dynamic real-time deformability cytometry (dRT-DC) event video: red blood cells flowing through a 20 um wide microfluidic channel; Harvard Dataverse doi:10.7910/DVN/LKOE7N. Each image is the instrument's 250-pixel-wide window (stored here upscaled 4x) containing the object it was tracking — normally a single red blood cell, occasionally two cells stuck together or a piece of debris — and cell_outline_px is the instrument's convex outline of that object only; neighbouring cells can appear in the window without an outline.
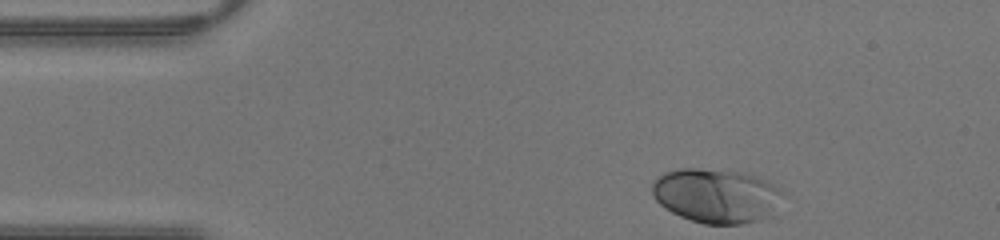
{"species": "human", "species_latin": "Homo sapiens", "temperature_condition": "warm", "stored_images_in_passage": 29, "camera_frame_rate_fps": 3000, "um_per_image_px": 0.085, "donor": {"sex": "male"}, "frame": {"image": 1, "passage_image": 1, "time_ms": 0.0, "image_size_px": [1000, 240], "cell_outline_px": [[780, 192], [776, 216], [740, 224], [704, 224], [680, 216], [672, 212], [660, 204], [656, 200], [652, 192], [652, 184], [664, 172], [680, 168], [696, 168], [740, 172], [752, 176], [772, 184], [780, 188]], "centroid_in_image_um": [60.88, 16.65], "position_along_channel_um": 24.1, "area_um2": 41.04}}
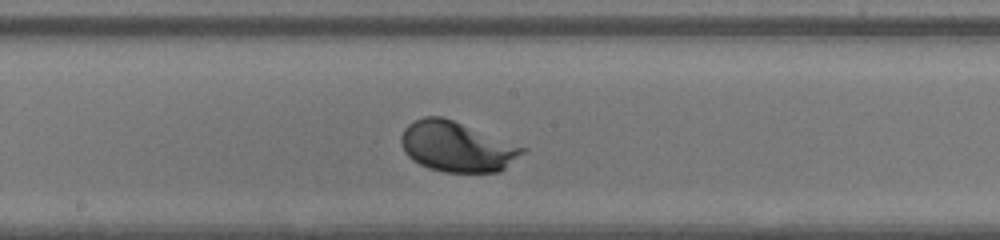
{"frame": {"image": 2, "passage_image": 17, "time_ms": 5.333, "image_size_px": [1000, 240], "cell_outline_px": [[528, 148], [524, 152], [500, 172], [444, 172], [428, 168], [412, 160], [404, 152], [400, 144], [400, 136], [404, 128], [408, 124], [424, 116], [444, 116]], "centroid_in_image_um": [38.81, 12.46], "position_along_channel_um": 209.4, "area_um2": 35.72}}
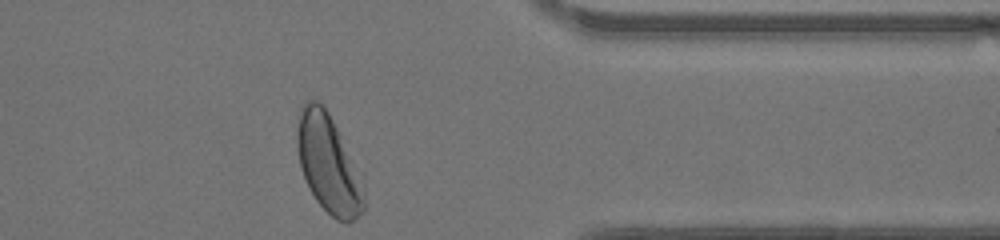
{"frame": {"image": 3, "passage_image": 29, "time_ms": 9.333, "image_size_px": [1000, 240], "cell_outline_px": [[364, 212], [348, 224], [344, 224], [336, 220], [316, 200], [300, 168], [296, 148], [296, 132], [300, 108], [304, 100], [316, 100], [324, 104], [364, 176]], "centroid_in_image_um": [27.95, 13.91], "position_along_channel_um": 383.5, "area_um2": 39.19}}